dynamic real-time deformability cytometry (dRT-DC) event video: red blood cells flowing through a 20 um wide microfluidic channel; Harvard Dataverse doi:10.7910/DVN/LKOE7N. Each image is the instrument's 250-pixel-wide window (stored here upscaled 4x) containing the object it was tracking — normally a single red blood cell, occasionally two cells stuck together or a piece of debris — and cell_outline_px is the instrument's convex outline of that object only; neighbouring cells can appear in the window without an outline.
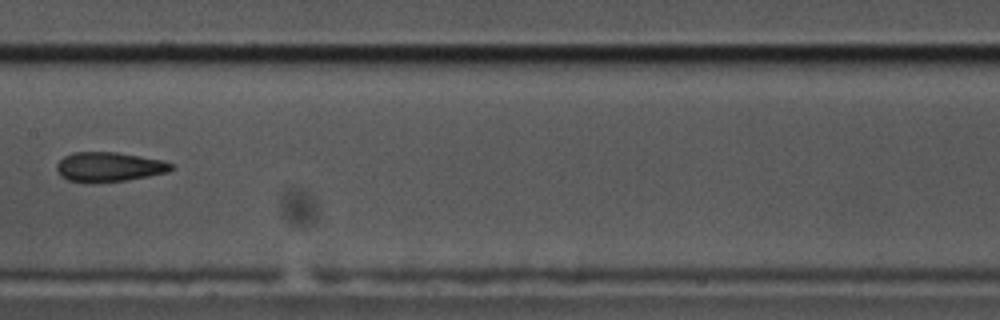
{"species": "common noctule bat (a hibernating species)", "species_latin": "Nyctalus noctula", "temperature_condition": "cold", "stored_images_in_passage": 6, "camera_frame_rate_fps": 3000, "um_per_image_px": 0.085, "animal": {"sex": "male", "body_mass_g": 17.5, "forearm_length_mm": 52.3}, "frame": {"image": 1, "passage_image": 6, "time_ms": 1.667, "image_size_px": [1000, 320], "cell_outline_px": [[176, 168], [168, 172], [128, 180], [68, 180], [60, 176], [56, 168], [56, 164], [64, 156], [72, 152], [116, 152], [164, 160], [172, 164]], "centroid_in_image_um": [9.31, 14.14], "position_along_channel_um": 198.1, "area_um2": 19.25}}